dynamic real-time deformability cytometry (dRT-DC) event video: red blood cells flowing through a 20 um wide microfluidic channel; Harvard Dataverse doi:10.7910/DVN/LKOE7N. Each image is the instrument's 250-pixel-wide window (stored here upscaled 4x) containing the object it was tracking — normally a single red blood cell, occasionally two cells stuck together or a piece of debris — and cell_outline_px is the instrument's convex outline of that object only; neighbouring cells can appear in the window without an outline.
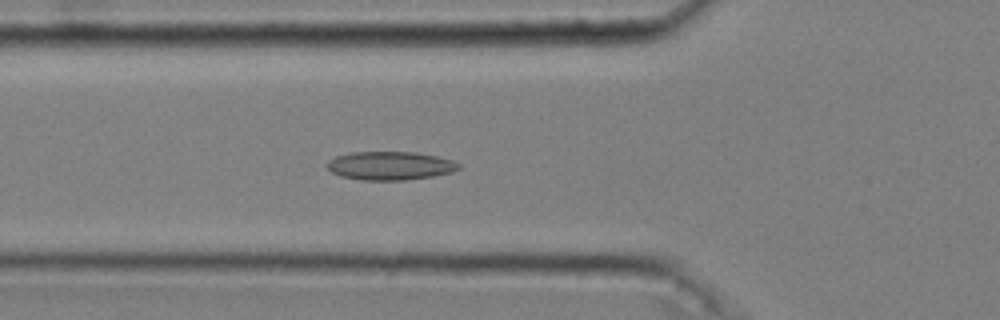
{"species": "common noctule bat (a hibernating species)", "species_latin": "Nyctalus noctula", "temperature_condition": "cold", "stored_images_in_passage": 50, "camera_frame_rate_fps": 3000, "um_per_image_px": 0.085, "animal": {"sex": "male", "body_mass_g": 20.4}, "frame": {"image": 1, "passage_image": 17, "time_ms": 5.333, "image_size_px": [1000, 320], "cell_outline_px": [[460, 168], [452, 172], [432, 176], [408, 180], [360, 180], [340, 176], [332, 172], [324, 164], [328, 160], [336, 156], [352, 152], [416, 152], [436, 156], [452, 160], [460, 164]], "centroid_in_image_um": [33.13, 14.09], "position_along_channel_um": 92.7, "area_um2": 21.96}}
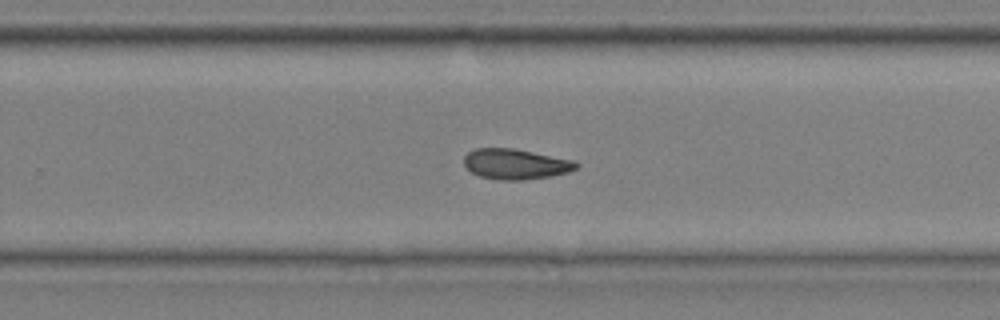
{"frame": {"image": 2, "passage_image": 33, "time_ms": 10.667, "image_size_px": [1000, 320], "cell_outline_px": [[580, 164], [576, 168], [568, 172], [552, 176], [524, 180], [500, 180], [480, 176], [472, 172], [464, 164], [464, 156], [468, 152], [476, 148], [512, 148], [572, 160]], "centroid_in_image_um": [43.81, 13.95], "position_along_channel_um": 286.0, "area_um2": 19.71}}
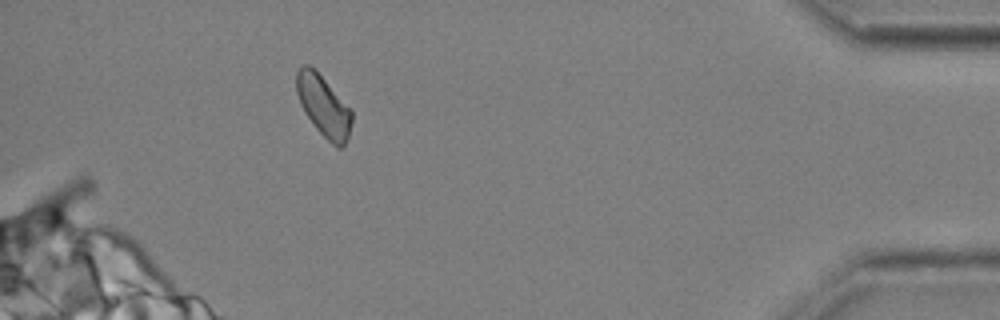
{"frame": {"image": 3, "passage_image": 47, "time_ms": 15.333, "image_size_px": [1000, 320], "cell_outline_px": [[352, 120], [348, 136], [344, 148], [336, 148], [316, 128], [304, 112], [300, 104], [296, 92], [296, 72], [304, 64], [308, 64], [324, 80], [352, 112]], "centroid_in_image_um": [27.48, 9.05], "position_along_channel_um": 407.7, "area_um2": 19.13}, "authors_computed_cell_mechanics": {"area_um2": 20.2011, "velocity_mm_per_s": 3.6235, "shape_relaxation_time_tau1_ms": null, "shape_relaxation_time_tau2_ms": 4.7579, "deformation_change_tau1": null, "deformation_change_tau2": 0.0944}}